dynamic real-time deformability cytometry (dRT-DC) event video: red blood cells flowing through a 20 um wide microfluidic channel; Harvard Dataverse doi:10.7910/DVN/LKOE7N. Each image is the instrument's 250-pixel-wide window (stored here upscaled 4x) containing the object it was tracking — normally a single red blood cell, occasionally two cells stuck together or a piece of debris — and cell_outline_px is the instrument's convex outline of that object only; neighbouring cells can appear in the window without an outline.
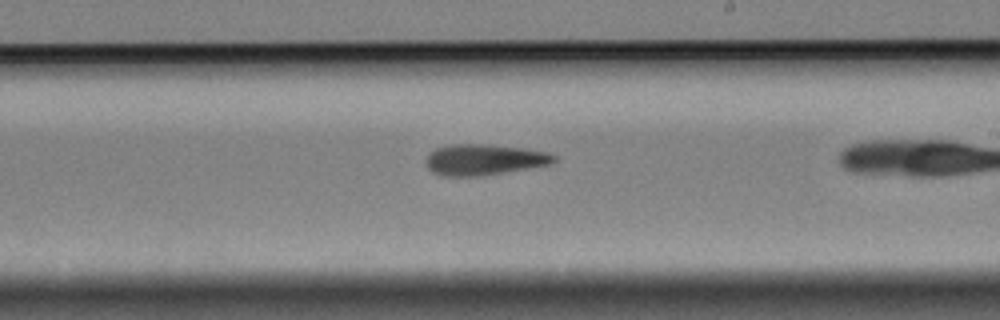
{"species": "Egyptian fruit bat (a non-hibernating species)", "species_latin": "Rousettus aegyptiacus", "temperature_condition": "cold", "stored_images_in_passage": 12, "camera_frame_rate_fps": 3000, "um_per_image_px": 0.085, "animal": {"sex": "female"}, "frame": {"image": 1, "passage_image": 10, "time_ms": 3.0, "image_size_px": [1000, 320], "cell_outline_px": [[556, 160], [548, 164], [476, 176], [440, 176], [432, 172], [428, 168], [428, 156], [436, 148], [448, 144], [484, 144], [524, 148], [548, 152], [556, 156]], "centroid_in_image_um": [41.12, 13.55], "position_along_channel_um": 247.9, "area_um2": 22.54}}